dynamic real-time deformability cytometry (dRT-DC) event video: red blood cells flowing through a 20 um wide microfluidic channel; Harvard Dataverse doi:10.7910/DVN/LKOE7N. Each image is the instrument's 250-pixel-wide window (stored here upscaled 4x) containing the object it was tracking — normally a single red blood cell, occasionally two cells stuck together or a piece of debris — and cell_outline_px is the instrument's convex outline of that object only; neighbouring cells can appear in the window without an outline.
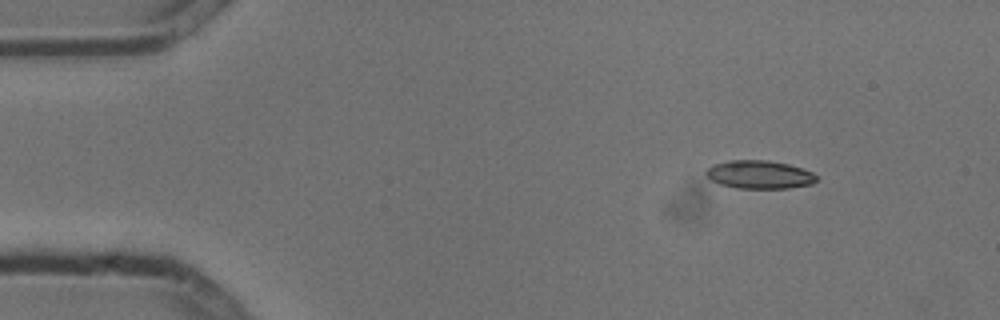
{"species": "common noctule bat (a hibernating species)", "species_latin": "Nyctalus noctula", "temperature_condition": "cold", "stored_images_in_passage": 9, "camera_frame_rate_fps": 3000, "um_per_image_px": 0.085, "animal": {"sex": "male", "body_mass_g": 13.3}, "frame": {"image": 1, "passage_image": 1, "time_ms": 0.0, "image_size_px": [1000, 320], "cell_outline_px": [[820, 180], [812, 184], [788, 188], [736, 188], [720, 184], [704, 176], [704, 172], [712, 164], [728, 160], [768, 160], [788, 164], [812, 172], [820, 176]], "centroid_in_image_um": [64.55, 14.84], "position_along_channel_um": 20.4, "area_um2": 18.44}}
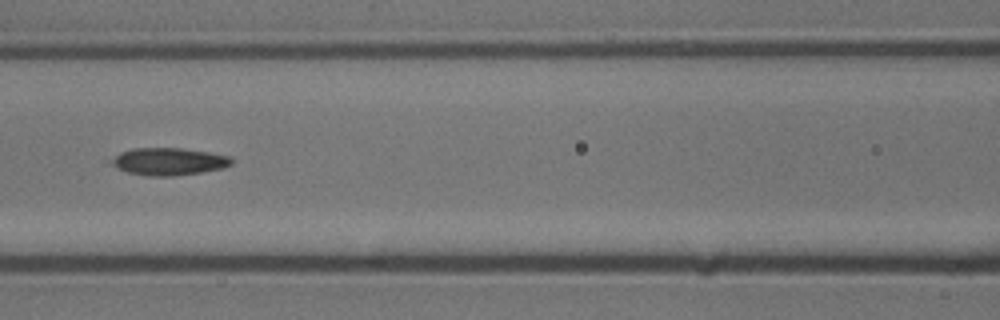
{"frame": {"image": 2, "passage_image": 6, "time_ms": 1.667, "image_size_px": [1000, 320], "cell_outline_px": [[232, 164], [224, 168], [200, 172], [172, 176], [148, 176], [128, 172], [116, 168], [112, 160], [120, 152], [136, 148], [180, 148], [208, 152], [232, 156]], "centroid_in_image_um": [14.39, 13.73], "position_along_channel_um": 152.2, "area_um2": 18.96}}
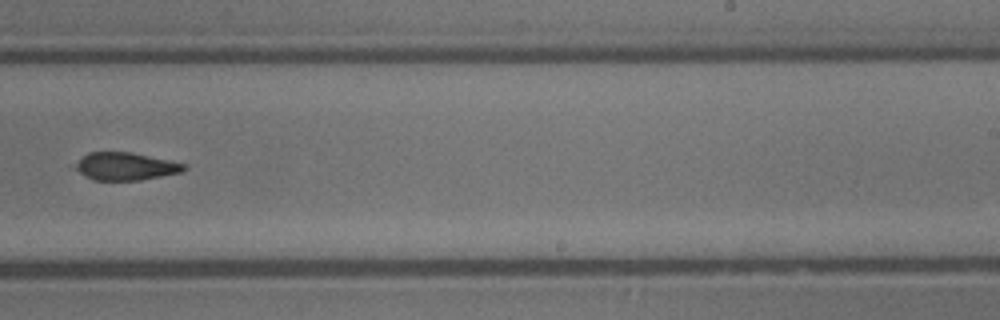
{"frame": {"image": 3, "passage_image": 9, "time_ms": 2.667, "image_size_px": [1000, 320], "cell_outline_px": [[188, 168], [180, 172], [140, 180], [92, 180], [84, 176], [76, 168], [76, 164], [88, 152], [132, 152], [184, 164]], "centroid_in_image_um": [10.66, 14.14], "position_along_channel_um": 278.3, "area_um2": 17.17}}